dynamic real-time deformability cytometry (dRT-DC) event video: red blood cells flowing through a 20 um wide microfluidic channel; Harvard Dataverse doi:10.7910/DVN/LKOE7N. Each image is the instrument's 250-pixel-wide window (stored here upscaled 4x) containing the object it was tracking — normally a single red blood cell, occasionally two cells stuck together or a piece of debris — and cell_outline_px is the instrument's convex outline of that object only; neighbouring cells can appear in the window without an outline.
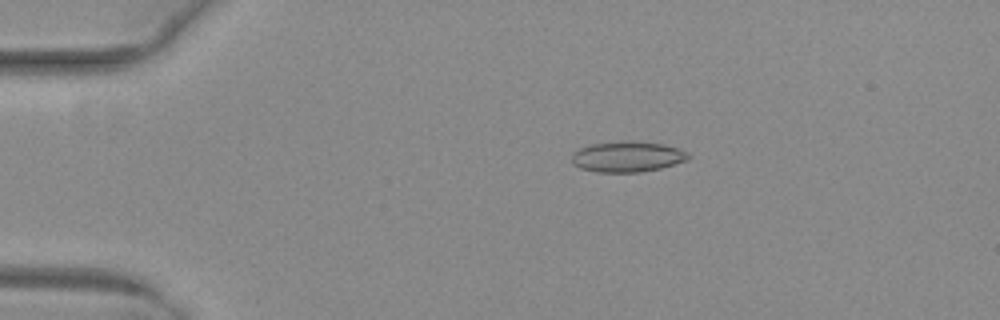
{"species": "common noctule bat (a hibernating species)", "species_latin": "Nyctalus noctula", "temperature_condition": "warm", "stored_images_in_passage": 52, "camera_frame_rate_fps": 3000, "um_per_image_px": 0.085, "animal": {"sex": "female", "body_mass_g": 29.2, "forearm_length_mm": 56.3}, "frame": {"image": 1, "passage_image": 11, "time_ms": 3.333, "image_size_px": [1000, 320], "cell_outline_px": [[688, 160], [660, 168], [640, 172], [596, 172], [580, 168], [572, 164], [572, 152], [588, 144], [624, 140], [632, 140], [664, 144], [680, 148], [688, 152]], "centroid_in_image_um": [53.3, 13.3], "position_along_channel_um": 31.7, "area_um2": 21.15}}
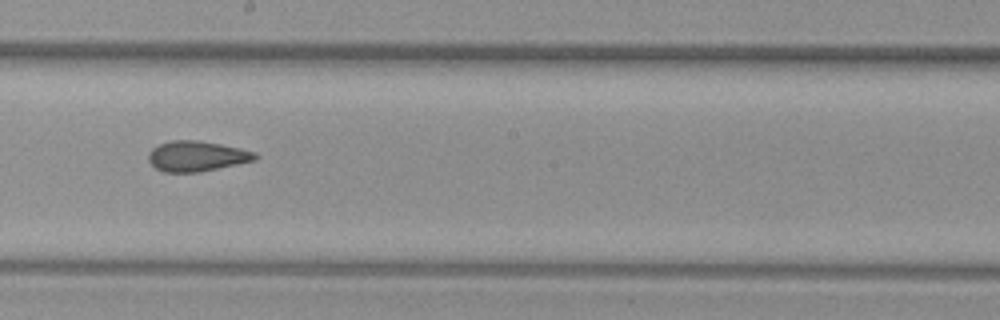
{"frame": {"image": 2, "passage_image": 30, "time_ms": 9.667, "image_size_px": [1000, 320], "cell_outline_px": [[260, 156], [256, 160], [200, 172], [164, 172], [156, 168], [148, 160], [148, 152], [152, 148], [160, 144], [172, 140], [196, 140], [220, 144], [240, 148], [256, 152]], "centroid_in_image_um": [16.74, 13.27], "position_along_channel_um": 231.5, "area_um2": 18.9}}
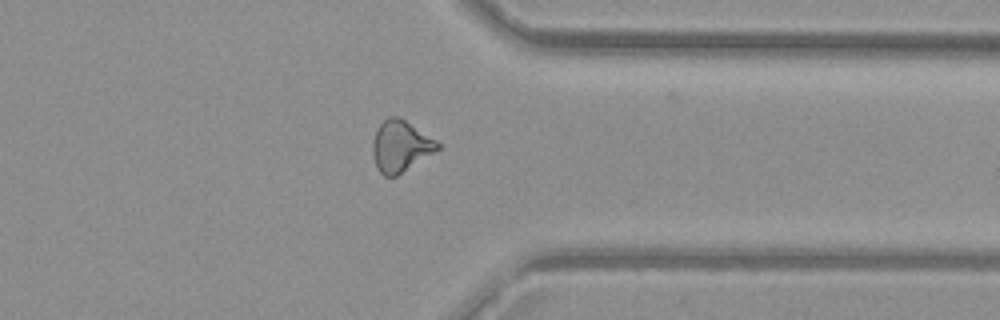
{"frame": {"image": 3, "passage_image": 41, "time_ms": 13.333, "image_size_px": [1000, 320], "cell_outline_px": [[440, 148], [396, 176], [384, 176], [376, 168], [372, 156], [372, 140], [376, 128], [388, 116], [400, 116], [436, 140], [440, 144]], "centroid_in_image_um": [34.0, 12.4], "position_along_channel_um": 377.4, "area_um2": 19.48}, "authors_computed_cell_mechanics": {"area_um2": 19.4786, "velocity_mm_per_s": 4.092, "shape_relaxation_time_tau1_ms": null, "shape_relaxation_time_tau2_ms": 1.7941, "deformation_change_tau1": null, "deformation_change_tau2": 0.0881}}